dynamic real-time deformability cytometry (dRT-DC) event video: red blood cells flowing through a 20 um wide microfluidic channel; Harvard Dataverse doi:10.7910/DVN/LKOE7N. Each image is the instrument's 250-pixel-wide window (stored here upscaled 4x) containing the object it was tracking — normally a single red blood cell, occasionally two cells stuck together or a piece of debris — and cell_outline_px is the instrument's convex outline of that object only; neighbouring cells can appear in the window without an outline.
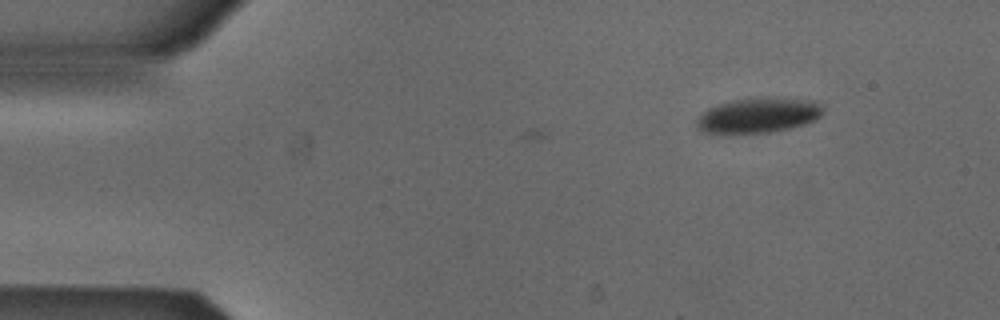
{"species": "Egyptian fruit bat (a non-hibernating species)", "species_latin": "Rousettus aegyptiacus", "temperature_condition": "cold", "stored_images_in_passage": 5, "camera_frame_rate_fps": 3000, "um_per_image_px": 0.085, "animal": {"sex": "male"}, "frame": {"image": 1, "passage_image": 1, "time_ms": 0.0, "image_size_px": [1000, 320], "cell_outline_px": [[824, 112], [820, 116], [804, 124], [788, 128], [768, 132], [704, 132], [696, 128], [696, 120], [708, 108], [720, 104], [736, 100], [816, 100], [820, 104]], "centroid_in_image_um": [64.44, 9.83], "position_along_channel_um": 20.6, "area_um2": 24.33}}